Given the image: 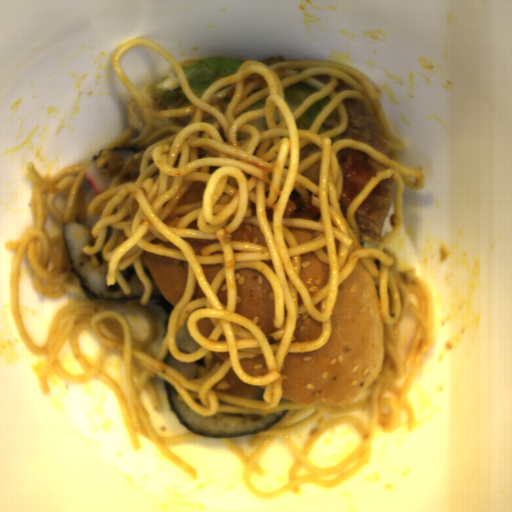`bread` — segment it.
Instances as JSON below:
<instances>
[{"label": "bread", "instance_id": "obj_1", "mask_svg": "<svg viewBox=\"0 0 512 512\" xmlns=\"http://www.w3.org/2000/svg\"><path fill=\"white\" fill-rule=\"evenodd\" d=\"M385 323L371 272L359 259L339 285L326 344L287 353L280 404L323 403L347 407L380 375L385 362Z\"/></svg>", "mask_w": 512, "mask_h": 512}, {"label": "bread", "instance_id": "obj_2", "mask_svg": "<svg viewBox=\"0 0 512 512\" xmlns=\"http://www.w3.org/2000/svg\"><path fill=\"white\" fill-rule=\"evenodd\" d=\"M237 302L234 313H241L267 335L275 326L276 299L268 278L252 268L234 270Z\"/></svg>", "mask_w": 512, "mask_h": 512}, {"label": "bread", "instance_id": "obj_3", "mask_svg": "<svg viewBox=\"0 0 512 512\" xmlns=\"http://www.w3.org/2000/svg\"><path fill=\"white\" fill-rule=\"evenodd\" d=\"M141 262L154 278L164 300L173 308L181 300L188 278V261L144 251Z\"/></svg>", "mask_w": 512, "mask_h": 512}, {"label": "bread", "instance_id": "obj_4", "mask_svg": "<svg viewBox=\"0 0 512 512\" xmlns=\"http://www.w3.org/2000/svg\"><path fill=\"white\" fill-rule=\"evenodd\" d=\"M301 266L298 277L307 287L311 299L325 287L329 279V264L319 259L313 252L300 255Z\"/></svg>", "mask_w": 512, "mask_h": 512}, {"label": "bread", "instance_id": "obj_5", "mask_svg": "<svg viewBox=\"0 0 512 512\" xmlns=\"http://www.w3.org/2000/svg\"><path fill=\"white\" fill-rule=\"evenodd\" d=\"M322 331V323L315 321L307 312L298 316L293 342L316 341Z\"/></svg>", "mask_w": 512, "mask_h": 512}]
</instances>
